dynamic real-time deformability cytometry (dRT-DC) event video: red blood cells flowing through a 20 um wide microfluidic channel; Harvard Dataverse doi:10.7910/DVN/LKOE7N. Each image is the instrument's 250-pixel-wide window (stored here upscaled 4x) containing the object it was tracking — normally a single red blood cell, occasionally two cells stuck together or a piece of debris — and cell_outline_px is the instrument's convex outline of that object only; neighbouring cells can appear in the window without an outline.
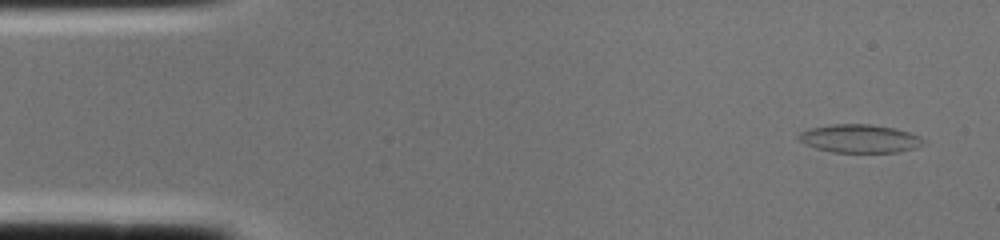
{"species": "common noctule bat (a hibernating species)", "species_latin": "Nyctalus noctula", "temperature_condition": "cold", "stored_images_in_passage": 2, "camera_frame_rate_fps": 3000, "um_per_image_px": 0.085, "animal": {"sex": "female", "body_mass_g": 22.0, "forearm_length_mm": 56.7}, "frame": {"image": 1, "passage_image": 1, "time_ms": 0.0, "image_size_px": [1000, 240], "cell_outline_px": [[928, 140], [924, 144], [916, 148], [896, 152], [832, 152], [816, 148], [804, 144], [796, 140], [796, 136], [800, 132], [808, 128], [832, 124], [872, 124], [896, 128], [920, 136]], "centroid_in_image_um": [73.06, 11.77], "position_along_channel_um": 11.9, "area_um2": 20.92}}
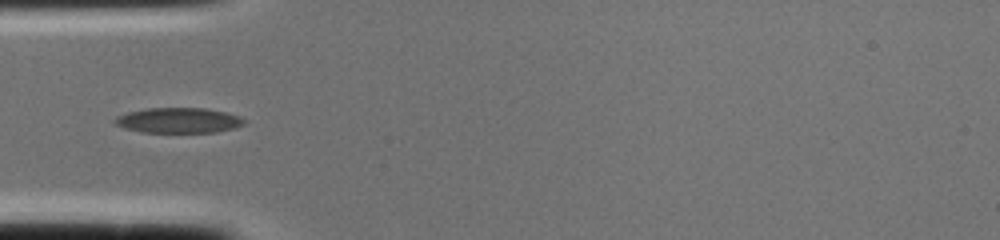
{"frame": {"image": 2, "passage_image": 2, "time_ms": 0.333, "image_size_px": [1000, 240], "cell_outline_px": [[244, 124], [236, 128], [216, 132], [140, 132], [124, 128], [112, 124], [112, 120], [116, 116], [128, 112], [148, 108], [204, 108], [224, 112], [240, 116], [244, 120]], "centroid_in_image_um": [15.13, 10.23], "position_along_channel_um": 69.9, "area_um2": 19.13}}